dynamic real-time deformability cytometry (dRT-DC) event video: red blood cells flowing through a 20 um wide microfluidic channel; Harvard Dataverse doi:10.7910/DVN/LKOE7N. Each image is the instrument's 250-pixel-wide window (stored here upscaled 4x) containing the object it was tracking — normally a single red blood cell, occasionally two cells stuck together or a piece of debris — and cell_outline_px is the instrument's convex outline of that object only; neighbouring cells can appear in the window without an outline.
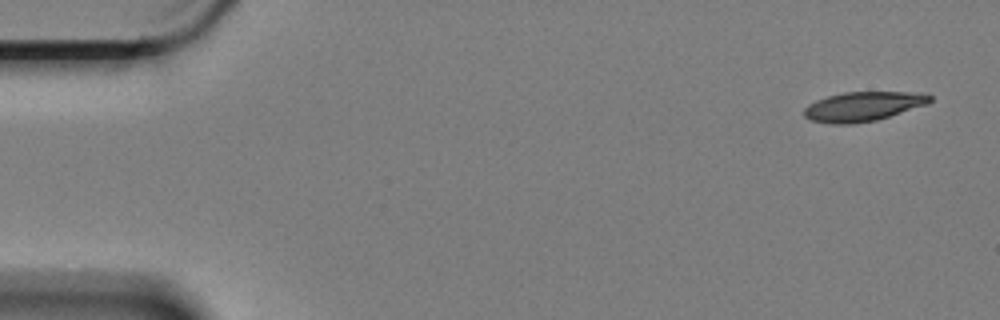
{"species": "Egyptian fruit bat (a non-hibernating species)", "species_latin": "Rousettus aegyptiacus", "temperature_condition": "cold", "stored_images_in_passage": 4, "camera_frame_rate_fps": 3000, "um_per_image_px": 0.085, "animal": {"sex": "female"}, "frame": {"image": 1, "passage_image": 1, "time_ms": 0.0, "image_size_px": [1000, 320], "cell_outline_px": [[932, 100], [928, 104], [876, 120], [852, 124], [832, 124], [808, 120], [804, 116], [804, 108], [808, 104], [816, 100], [828, 96], [844, 92], [924, 92], [932, 96]], "centroid_in_image_um": [73.36, 9.04], "position_along_channel_um": 11.6, "area_um2": 21.73}}